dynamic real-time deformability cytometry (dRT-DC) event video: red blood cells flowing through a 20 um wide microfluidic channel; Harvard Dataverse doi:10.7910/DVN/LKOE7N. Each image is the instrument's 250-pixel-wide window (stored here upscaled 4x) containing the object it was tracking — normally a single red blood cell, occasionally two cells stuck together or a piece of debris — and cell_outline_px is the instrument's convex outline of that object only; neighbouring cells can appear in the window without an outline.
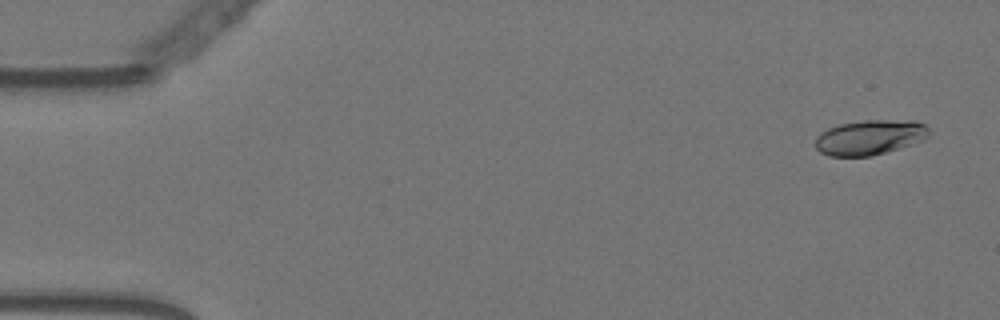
{"species": "Egyptian fruit bat (a non-hibernating species)", "species_latin": "Rousettus aegyptiacus", "temperature_condition": "warm", "stored_images_in_passage": 25, "camera_frame_rate_fps": 3000, "um_per_image_px": 0.085, "animal": {"sex": "female"}, "frame": {"image": 1, "passage_image": 3, "time_ms": 0.667, "image_size_px": [1000, 320], "cell_outline_px": [[928, 136], [924, 140], [872, 156], [828, 156], [820, 152], [816, 148], [816, 136], [828, 128], [840, 124], [864, 120], [912, 120], [924, 124], [928, 128]], "centroid_in_image_um": [73.92, 11.67], "position_along_channel_um": 11.1, "area_um2": 23.06}}
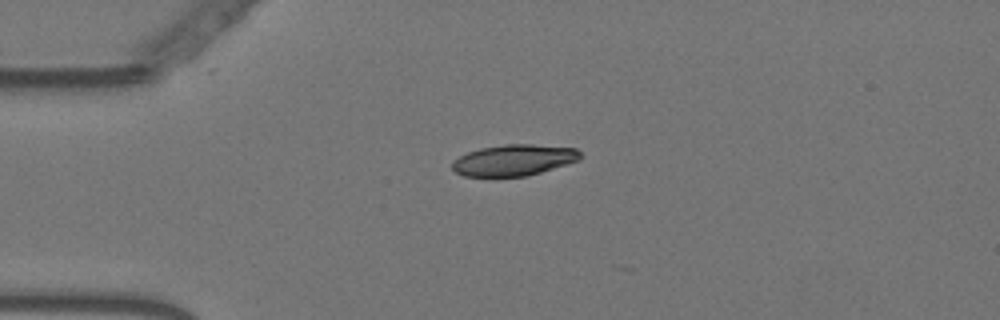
{"frame": {"image": 2, "passage_image": 14, "time_ms": 4.333, "image_size_px": [1000, 320], "cell_outline_px": [[580, 160], [540, 172], [524, 176], [464, 176], [456, 172], [452, 168], [452, 160], [468, 152], [480, 148], [508, 144], [532, 144], [576, 148], [580, 152]], "centroid_in_image_um": [43.66, 13.6], "position_along_channel_um": 41.3, "area_um2": 23.06}}
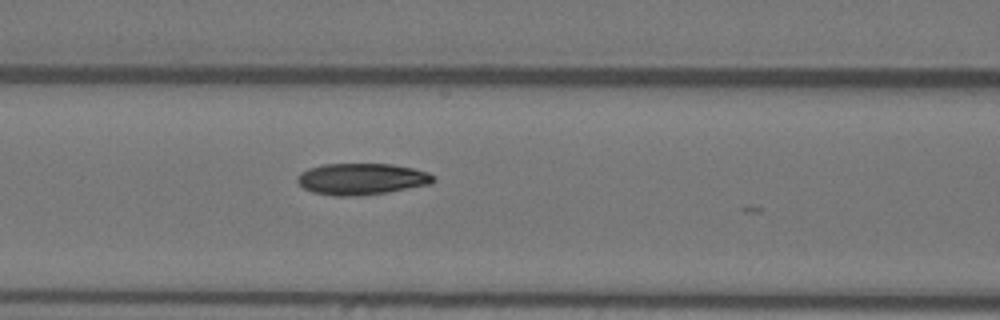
{"frame": {"image": 3, "passage_image": 24, "time_ms": 7.667, "image_size_px": [1000, 320], "cell_outline_px": [[436, 180], [432, 184], [388, 192], [356, 196], [336, 196], [312, 192], [304, 188], [296, 180], [296, 176], [300, 172], [308, 168], [324, 164], [392, 164], [412, 168], [428, 172], [436, 176]], "centroid_in_image_um": [30.75, 15.21], "position_along_channel_um": 135.8, "area_um2": 25.14}}